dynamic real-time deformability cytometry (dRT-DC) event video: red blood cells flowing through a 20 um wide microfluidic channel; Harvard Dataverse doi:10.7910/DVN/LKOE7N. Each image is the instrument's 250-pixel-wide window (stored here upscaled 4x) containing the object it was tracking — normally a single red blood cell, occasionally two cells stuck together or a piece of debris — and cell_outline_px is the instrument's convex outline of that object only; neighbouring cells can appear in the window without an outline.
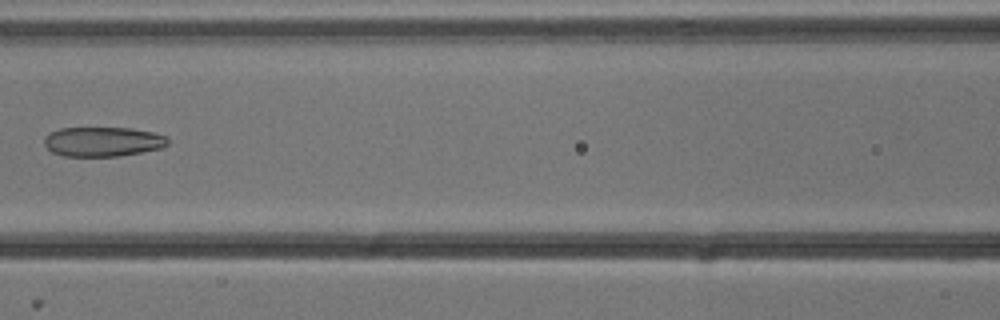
{"species": "common noctule bat (a hibernating species)", "species_latin": "Nyctalus noctula", "temperature_condition": "cold", "stored_images_in_passage": 8, "camera_frame_rate_fps": 3000, "um_per_image_px": 0.085, "animal": {"sex": "male", "body_mass_g": 13.3}, "frame": {"image": 1, "passage_image": 7, "time_ms": 2.0, "image_size_px": [1000, 320], "cell_outline_px": [[168, 144], [160, 148], [120, 156], [64, 156], [52, 152], [44, 144], [44, 136], [48, 132], [60, 128], [132, 128], [152, 132], [168, 136]], "centroid_in_image_um": [8.71, 12.03], "position_along_channel_um": 157.9, "area_um2": 21.39}}
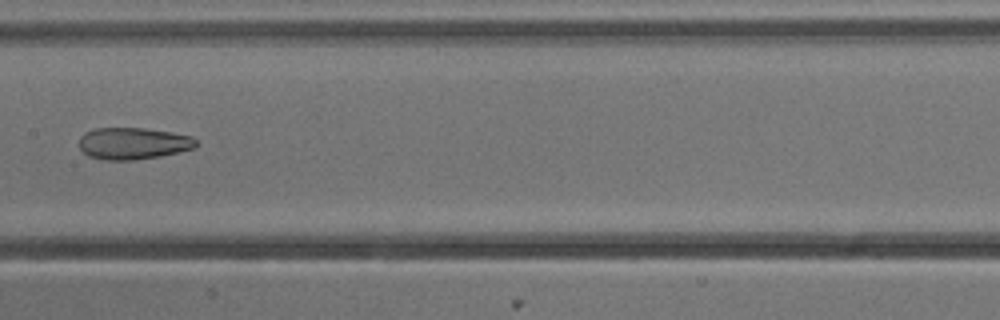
{"frame": {"image": 2, "passage_image": 8, "time_ms": 2.333, "image_size_px": [1000, 320], "cell_outline_px": [[200, 144], [196, 148], [160, 156], [132, 160], [104, 160], [88, 156], [80, 148], [80, 136], [84, 132], [96, 128], [144, 128], [172, 132], [192, 136]], "centroid_in_image_um": [11.34, 12.19], "position_along_channel_um": 196.1, "area_um2": 21.85}}